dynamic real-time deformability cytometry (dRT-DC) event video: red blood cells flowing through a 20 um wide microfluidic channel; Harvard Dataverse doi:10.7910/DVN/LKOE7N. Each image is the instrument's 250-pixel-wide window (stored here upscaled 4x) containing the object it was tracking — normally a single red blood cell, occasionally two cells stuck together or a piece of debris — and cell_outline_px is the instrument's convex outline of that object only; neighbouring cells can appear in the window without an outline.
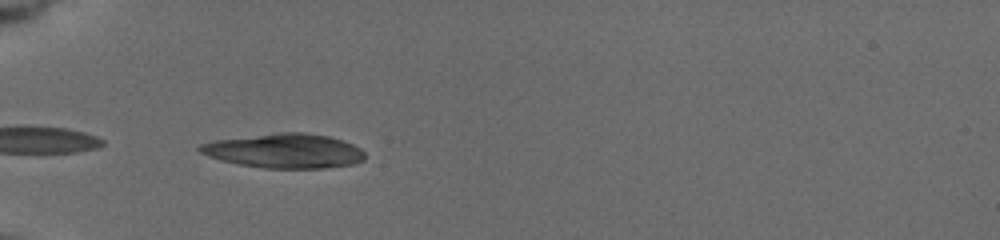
{"species": "common noctule bat (a hibernating species)", "species_latin": "Nyctalus noctula", "temperature_condition": "cold", "stored_images_in_passage": 12, "camera_frame_rate_fps": 3000, "um_per_image_px": 0.085, "animal": {"sex": "female", "body_mass_g": 19.5, "forearm_length_mm": 54.1}, "frame": {"image": 1, "passage_image": 2, "time_ms": 0.333, "image_size_px": [1000, 240], "cell_outline_px": [[364, 160], [352, 164], [320, 168], [264, 168], [240, 164], [220, 160], [208, 156], [200, 152], [196, 148], [200, 144], [216, 140], [276, 132], [304, 132], [328, 136], [352, 144], [360, 148], [364, 152]], "centroid_in_image_um": [24.15, 12.82], "position_along_channel_um": 60.8, "area_um2": 32.95}}